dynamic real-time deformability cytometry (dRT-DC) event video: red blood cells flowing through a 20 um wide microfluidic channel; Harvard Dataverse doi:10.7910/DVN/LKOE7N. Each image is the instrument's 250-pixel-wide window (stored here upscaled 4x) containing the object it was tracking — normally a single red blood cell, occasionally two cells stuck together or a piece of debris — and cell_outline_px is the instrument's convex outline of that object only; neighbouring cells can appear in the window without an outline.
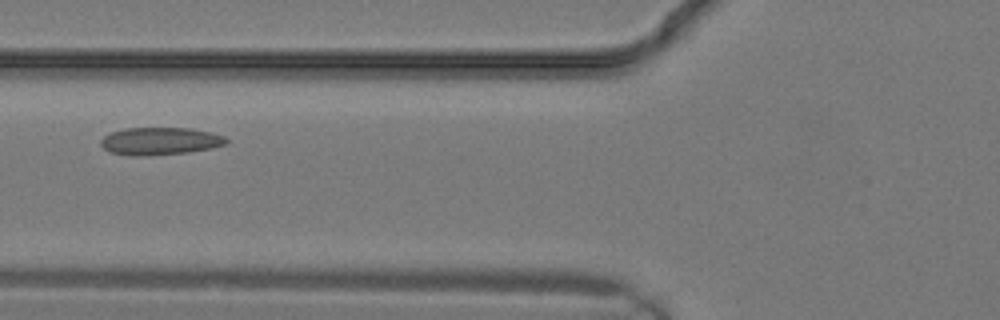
{"species": "common noctule bat (a hibernating species)", "species_latin": "Nyctalus noctula", "temperature_condition": "warm", "stored_images_in_passage": 9, "camera_frame_rate_fps": 3000, "um_per_image_px": 0.085, "animal": {"sex": "male", "body_mass_g": 19.2, "forearm_length_mm": 51.8}, "frame": {"image": 1, "passage_image": 8, "time_ms": 2.333, "image_size_px": [1000, 320], "cell_outline_px": [[228, 144], [212, 148], [188, 152], [140, 156], [132, 156], [112, 152], [104, 148], [100, 144], [100, 140], [104, 136], [112, 132], [124, 128], [192, 128], [224, 136], [228, 140]], "centroid_in_image_um": [13.61, 11.99], "position_along_channel_um": 112.2, "area_um2": 20.06}}